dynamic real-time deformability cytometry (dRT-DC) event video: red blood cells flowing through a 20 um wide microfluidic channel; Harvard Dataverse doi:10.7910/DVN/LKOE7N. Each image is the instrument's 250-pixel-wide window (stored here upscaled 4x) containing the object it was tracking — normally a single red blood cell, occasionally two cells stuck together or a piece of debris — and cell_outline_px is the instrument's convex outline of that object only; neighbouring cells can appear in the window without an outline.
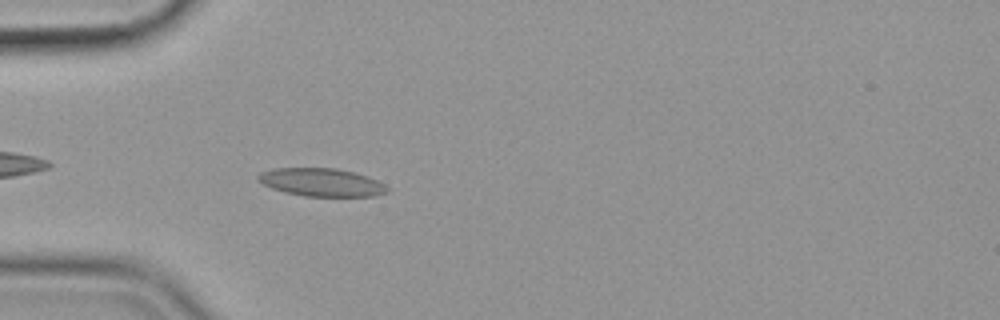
{"species": "common noctule bat (a hibernating species)", "species_latin": "Nyctalus noctula", "temperature_condition": "cold", "stored_images_in_passage": 43, "camera_frame_rate_fps": 3000, "um_per_image_px": 0.085, "animal": {"sex": "female", "body_mass_g": 19.9}, "frame": {"image": 1, "passage_image": 4, "time_ms": 1.0, "image_size_px": [1000, 320], "cell_outline_px": [[388, 192], [372, 196], [304, 196], [284, 192], [272, 188], [256, 180], [256, 176], [260, 172], [272, 168], [336, 168], [352, 172], [376, 180], [384, 184], [388, 188]], "centroid_in_image_um": [27.26, 15.49], "position_along_channel_um": 57.7, "area_um2": 20.98}}
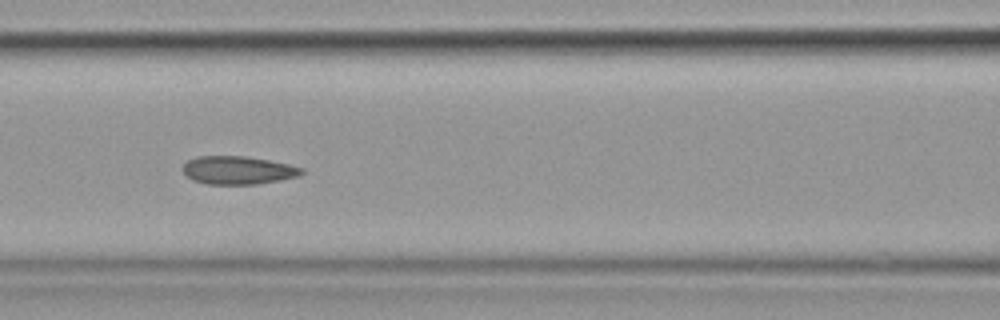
{"frame": {"image": 2, "passage_image": 12, "time_ms": 3.667, "image_size_px": [1000, 320], "cell_outline_px": [[304, 172], [300, 176], [280, 180], [256, 184], [208, 184], [192, 180], [184, 172], [184, 164], [188, 160], [196, 156], [244, 156], [268, 160], [288, 164], [304, 168]], "centroid_in_image_um": [20.25, 14.47], "position_along_channel_um": 146.3, "area_um2": 19.42}}
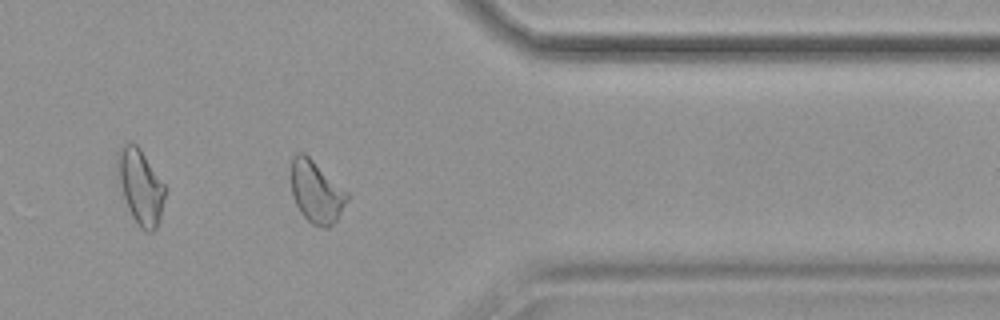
{"frame": {"image": 3, "passage_image": 33, "time_ms": 10.667, "image_size_px": [1000, 320], "cell_outline_px": [[348, 200], [336, 220], [328, 228], [324, 228], [312, 224], [300, 212], [292, 196], [292, 156], [296, 152], [304, 152], [348, 192]], "centroid_in_image_um": [26.88, 16.31], "position_along_channel_um": 384.5, "area_um2": 20.11}, "authors_computed_cell_mechanics": {"area_um2": 20.1144, "velocity_mm_per_s": 3.5495, "shape_relaxation_time_tau1_ms": null, "shape_relaxation_time_tau2_ms": 1.6299, "deformation_change_tau1": null, "deformation_change_tau2": 0.0723}}